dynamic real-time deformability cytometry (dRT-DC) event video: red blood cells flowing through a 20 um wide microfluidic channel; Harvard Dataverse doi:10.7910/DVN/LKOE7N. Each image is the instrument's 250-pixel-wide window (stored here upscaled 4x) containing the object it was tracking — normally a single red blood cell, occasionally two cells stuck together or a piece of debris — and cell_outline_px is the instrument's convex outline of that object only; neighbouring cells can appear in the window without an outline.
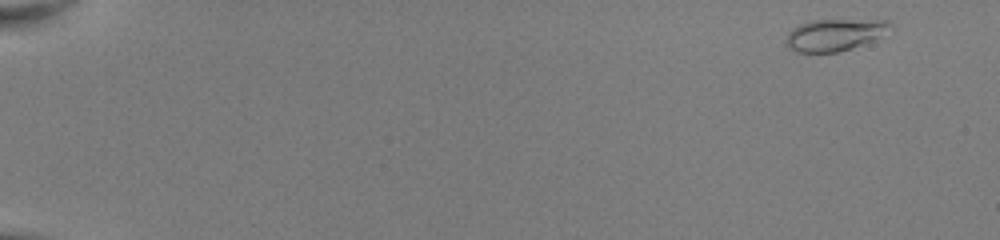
{"species": "common noctule bat (a hibernating species)", "species_latin": "Nyctalus noctula", "temperature_condition": "room temperature", "stored_images_in_passage": 49, "camera_frame_rate_fps": 3000, "um_per_image_px": 0.085, "animal": {"sex": "female", "body_mass_g": 22.0, "forearm_length_mm": 56.7}, "frame": {"image": 1, "passage_image": 1, "time_ms": 0.0, "image_size_px": [1000, 240], "cell_outline_px": [[888, 24], [880, 36], [872, 40], [852, 48], [836, 52], [796, 52], [788, 48], [784, 44], [788, 32], [792, 28], [800, 24], [812, 20], [888, 20]], "centroid_in_image_um": [70.81, 2.97], "position_along_channel_um": 14.2, "area_um2": 18.96}}
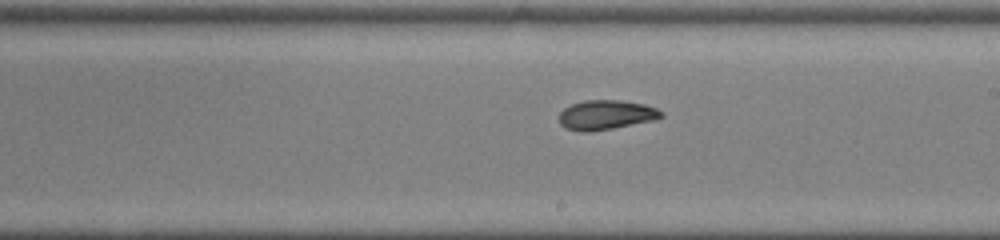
{"frame": {"image": 2, "passage_image": 30, "time_ms": 9.667, "image_size_px": [1000, 240], "cell_outline_px": [[664, 116], [652, 120], [612, 128], [588, 132], [580, 132], [564, 128], [560, 124], [560, 112], [564, 108], [572, 104], [584, 100], [620, 100], [644, 104], [656, 108], [664, 112]], "centroid_in_image_um": [51.49, 9.76], "position_along_channel_um": 237.5, "area_um2": 17.51}}
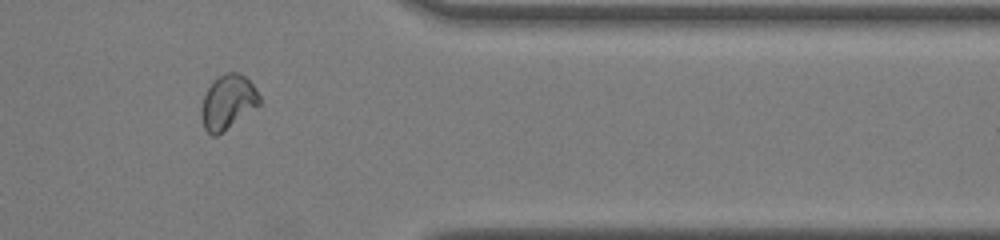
{"frame": {"image": 3, "passage_image": 42, "time_ms": 13.667, "image_size_px": [1000, 240], "cell_outline_px": [[260, 104], [216, 136], [212, 136], [204, 128], [200, 116], [200, 108], [204, 96], [212, 80], [228, 72], [240, 72], [256, 88], [260, 96]], "centroid_in_image_um": [19.34, 8.66], "position_along_channel_um": 392.1, "area_um2": 18.26}, "authors_computed_cell_mechanics": {"area_um2": 18.1492, "velocity_mm_per_s": 4.0564, "shape_relaxation_time_tau1_ms": 6.1933, "shape_relaxation_time_tau2_ms": 2.9748, "deformation_change_tau1": 0.1892, "deformation_change_tau2": 0.0856}}